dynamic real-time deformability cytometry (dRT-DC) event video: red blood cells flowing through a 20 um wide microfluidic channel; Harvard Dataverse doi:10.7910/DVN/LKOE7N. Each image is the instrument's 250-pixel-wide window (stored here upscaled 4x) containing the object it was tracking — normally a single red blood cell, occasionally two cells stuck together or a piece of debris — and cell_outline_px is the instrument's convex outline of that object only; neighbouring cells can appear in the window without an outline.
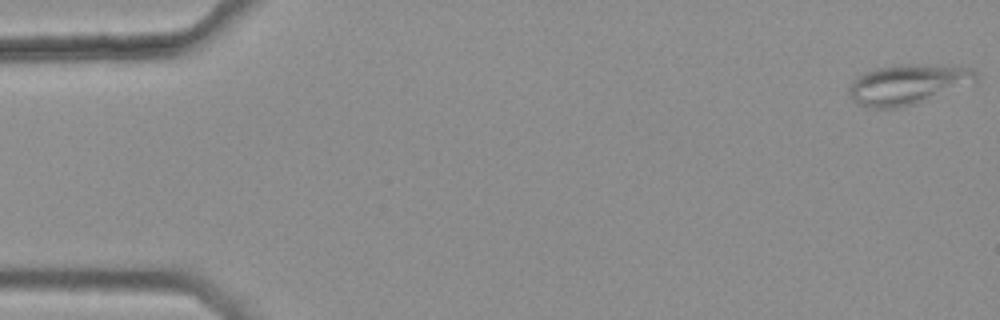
{"species": "common noctule bat (a hibernating species)", "species_latin": "Nyctalus noctula", "temperature_condition": "warm", "stored_images_in_passage": 47, "camera_frame_rate_fps": 3000, "um_per_image_px": 0.085, "animal": {"sex": "female", "body_mass_g": 25.1}, "frame": {"image": 1, "passage_image": 1, "time_ms": 0.0, "image_size_px": [1000, 320], "cell_outline_px": [[976, 84], [900, 108], [872, 108], [860, 104], [852, 100], [848, 96], [848, 88], [852, 80], [876, 68], [900, 64], [940, 64], [972, 68], [976, 72]], "centroid_in_image_um": [77.21, 7.16], "position_along_channel_um": 7.8, "area_um2": 30.0}}
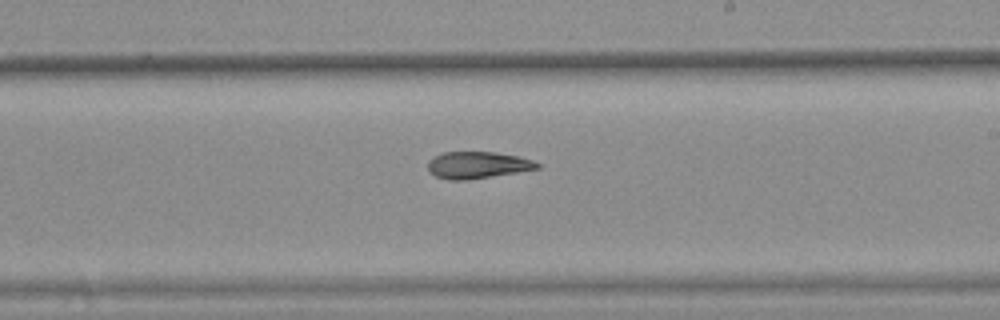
{"frame": {"image": 2, "passage_image": 31, "time_ms": 10.0, "image_size_px": [1000, 320], "cell_outline_px": [[540, 168], [468, 180], [448, 180], [436, 176], [428, 172], [428, 160], [444, 152], [496, 152], [520, 156], [532, 160], [540, 164]], "centroid_in_image_um": [40.58, 14.03], "position_along_channel_um": 248.4, "area_um2": 17.11}}
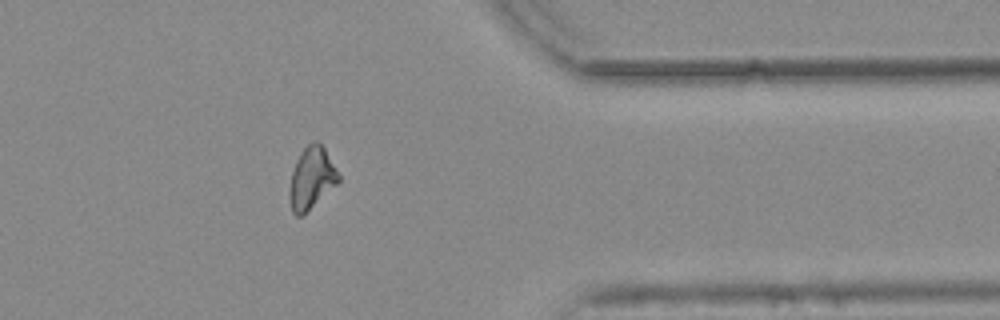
{"frame": {"image": 3, "passage_image": 43, "time_ms": 14.0, "image_size_px": [1000, 320], "cell_outline_px": [[340, 180], [336, 184], [300, 216], [296, 216], [292, 212], [288, 200], [288, 192], [292, 172], [296, 160], [300, 152], [312, 140], [316, 140], [324, 148], [340, 176]], "centroid_in_image_um": [26.44, 15.12], "position_along_channel_um": 385.0, "area_um2": 17.34}, "authors_computed_cell_mechanics": {"area_um2": 18.1492, "velocity_mm_per_s": 3.7914, "shape_relaxation_time_tau1_ms": null, "shape_relaxation_time_tau2_ms": 6.0545, "deformation_change_tau1": null, "deformation_change_tau2": 0.1276}}